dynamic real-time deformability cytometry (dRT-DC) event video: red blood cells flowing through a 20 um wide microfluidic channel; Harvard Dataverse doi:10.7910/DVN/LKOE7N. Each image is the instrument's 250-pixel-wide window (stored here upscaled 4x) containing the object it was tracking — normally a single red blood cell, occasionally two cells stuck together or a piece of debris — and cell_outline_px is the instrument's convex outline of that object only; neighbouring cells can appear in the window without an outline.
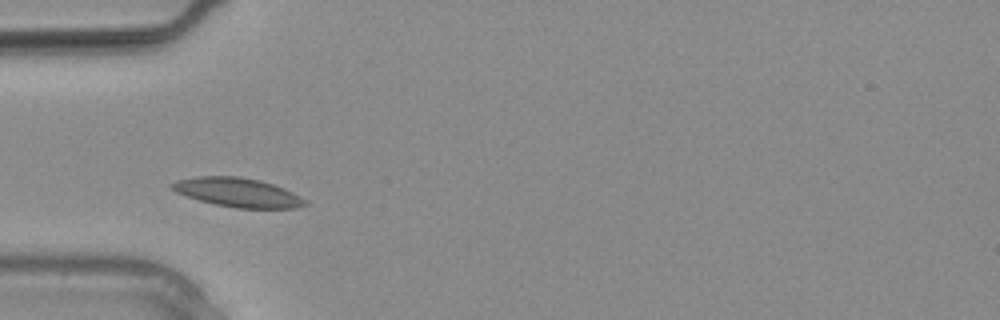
{"species": "common noctule bat (a hibernating species)", "species_latin": "Nyctalus noctula", "temperature_condition": "warm", "stored_images_in_passage": 17, "camera_frame_rate_fps": 3000, "um_per_image_px": 0.085, "animal": {"sex": "male", "body_mass_g": 20.4}, "frame": {"image": 1, "passage_image": 1, "time_ms": 0.0, "image_size_px": [1000, 320], "cell_outline_px": [[308, 204], [292, 208], [236, 208], [216, 204], [200, 200], [176, 192], [168, 188], [168, 184], [176, 180], [196, 176], [240, 176], [260, 180], [284, 188], [308, 200]], "centroid_in_image_um": [20.18, 16.34], "position_along_channel_um": 64.8, "area_um2": 22.6}}